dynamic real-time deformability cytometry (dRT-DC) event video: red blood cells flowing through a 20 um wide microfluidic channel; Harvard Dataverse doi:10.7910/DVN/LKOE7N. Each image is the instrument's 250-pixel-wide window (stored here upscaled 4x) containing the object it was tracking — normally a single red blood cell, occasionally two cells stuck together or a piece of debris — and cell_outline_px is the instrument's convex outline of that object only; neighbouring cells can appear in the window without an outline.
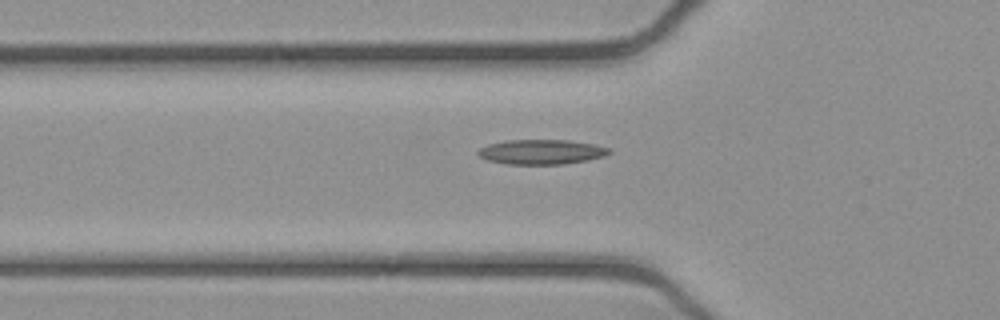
{"species": "common noctule bat (a hibernating species)", "species_latin": "Nyctalus noctula", "temperature_condition": "cold", "stored_images_in_passage": 38, "camera_frame_rate_fps": 3000, "um_per_image_px": 0.085, "animal": {"sex": "female", "body_mass_g": 21.9}, "frame": {"image": 1, "passage_image": 7, "time_ms": 2.0, "image_size_px": [1000, 320], "cell_outline_px": [[612, 152], [604, 156], [588, 160], [564, 164], [508, 164], [488, 160], [480, 156], [476, 152], [480, 148], [488, 144], [508, 140], [568, 140], [592, 144], [608, 148]], "centroid_in_image_um": [46.01, 12.91], "position_along_channel_um": 79.8, "area_um2": 18.79}}
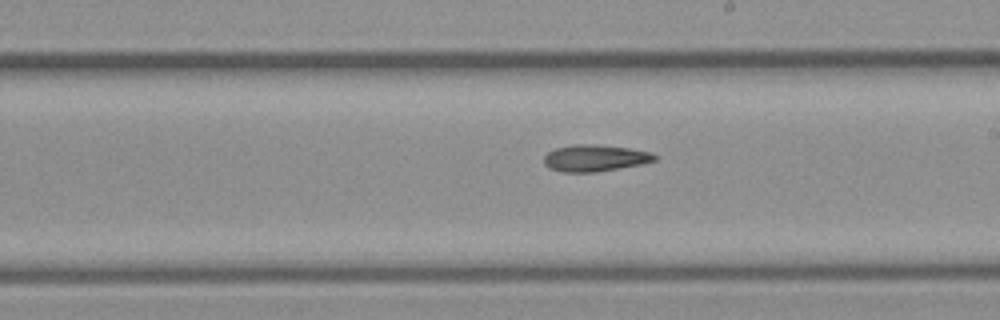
{"frame": {"image": 2, "passage_image": 19, "time_ms": 6.0, "image_size_px": [1000, 320], "cell_outline_px": [[656, 160], [644, 164], [596, 172], [560, 172], [548, 168], [544, 164], [544, 156], [548, 152], [556, 148], [572, 144], [592, 144], [628, 148], [652, 152], [656, 156]], "centroid_in_image_um": [50.56, 13.44], "position_along_channel_um": 238.4, "area_um2": 17.34}}
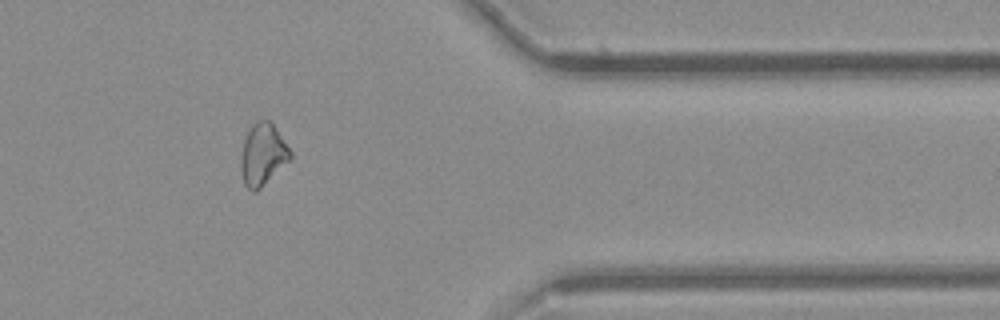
{"frame": {"image": 3, "passage_image": 32, "time_ms": 10.333, "image_size_px": [1000, 320], "cell_outline_px": [[292, 156], [256, 192], [252, 192], [244, 184], [240, 168], [240, 160], [244, 140], [252, 124], [256, 120], [272, 120], [292, 152]], "centroid_in_image_um": [22.32, 13.1], "position_along_channel_um": 389.1, "area_um2": 17.74}}